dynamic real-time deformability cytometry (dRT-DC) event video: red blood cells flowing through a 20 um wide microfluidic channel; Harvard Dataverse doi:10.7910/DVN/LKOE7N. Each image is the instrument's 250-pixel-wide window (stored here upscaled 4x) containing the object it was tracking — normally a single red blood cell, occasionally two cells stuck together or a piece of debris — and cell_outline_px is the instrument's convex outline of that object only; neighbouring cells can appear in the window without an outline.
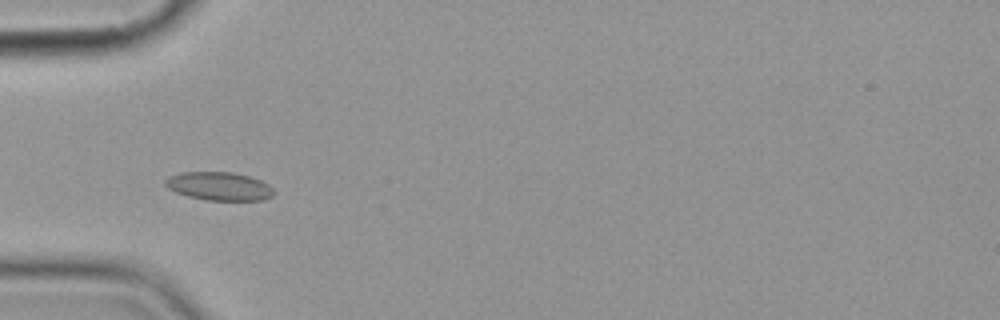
{"species": "common noctule bat (a hibernating species)", "species_latin": "Nyctalus noctula", "temperature_condition": "cold", "stored_images_in_passage": 5, "camera_frame_rate_fps": 3000, "um_per_image_px": 0.085, "animal": {"sex": "female", "body_mass_g": 19.9}, "frame": {"image": 1, "passage_image": 5, "time_ms": 4.667, "image_size_px": [1000, 320], "cell_outline_px": [[276, 192], [272, 196], [264, 200], [204, 200], [188, 196], [176, 192], [168, 188], [164, 184], [164, 180], [168, 176], [180, 172], [232, 172], [248, 176], [260, 180], [268, 184]], "centroid_in_image_um": [18.61, 15.83], "position_along_channel_um": 66.4, "area_um2": 18.03}}